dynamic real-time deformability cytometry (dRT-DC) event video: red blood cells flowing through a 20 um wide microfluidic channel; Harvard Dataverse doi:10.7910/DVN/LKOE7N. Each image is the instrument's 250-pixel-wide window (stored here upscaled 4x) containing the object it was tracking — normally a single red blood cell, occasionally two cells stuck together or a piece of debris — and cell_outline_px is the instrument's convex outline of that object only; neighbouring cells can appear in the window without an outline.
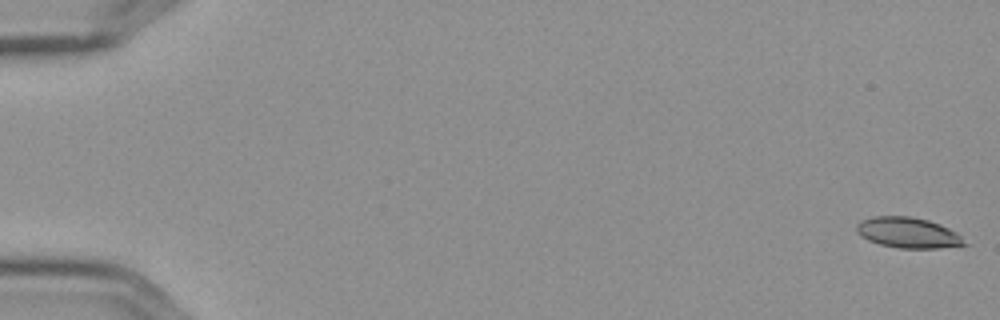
{"species": "Egyptian fruit bat (a non-hibernating species)", "species_latin": "Rousettus aegyptiacus", "temperature_condition": "cold", "stored_images_in_passage": 5, "camera_frame_rate_fps": 3000, "um_per_image_px": 0.085, "frame": {"image": 1, "passage_image": 1, "time_ms": 0.0, "image_size_px": [1000, 320], "cell_outline_px": [[968, 244], [936, 248], [900, 248], [880, 244], [868, 240], [860, 236], [856, 232], [856, 224], [872, 216], [912, 216], [928, 220], [940, 224], [956, 232]], "centroid_in_image_um": [77.16, 19.77], "position_along_channel_um": 7.8, "area_um2": 19.13}}